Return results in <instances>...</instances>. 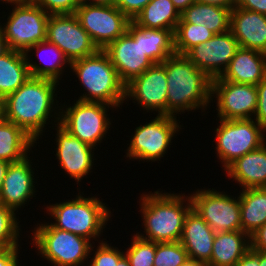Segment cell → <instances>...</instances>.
Masks as SVG:
<instances>
[{
	"label": "cell",
	"instance_id": "9",
	"mask_svg": "<svg viewBox=\"0 0 266 266\" xmlns=\"http://www.w3.org/2000/svg\"><path fill=\"white\" fill-rule=\"evenodd\" d=\"M14 5L2 29L9 49L25 52L29 47L46 40L50 14L37 4Z\"/></svg>",
	"mask_w": 266,
	"mask_h": 266
},
{
	"label": "cell",
	"instance_id": "30",
	"mask_svg": "<svg viewBox=\"0 0 266 266\" xmlns=\"http://www.w3.org/2000/svg\"><path fill=\"white\" fill-rule=\"evenodd\" d=\"M180 19L181 14L171 0H151L134 18V21L145 28L175 32Z\"/></svg>",
	"mask_w": 266,
	"mask_h": 266
},
{
	"label": "cell",
	"instance_id": "36",
	"mask_svg": "<svg viewBox=\"0 0 266 266\" xmlns=\"http://www.w3.org/2000/svg\"><path fill=\"white\" fill-rule=\"evenodd\" d=\"M124 252L117 247L109 246L107 242L99 243L89 266H117Z\"/></svg>",
	"mask_w": 266,
	"mask_h": 266
},
{
	"label": "cell",
	"instance_id": "10",
	"mask_svg": "<svg viewBox=\"0 0 266 266\" xmlns=\"http://www.w3.org/2000/svg\"><path fill=\"white\" fill-rule=\"evenodd\" d=\"M176 118V116L157 115L149 123L136 127L126 157L139 161L155 162L158 159L160 161L171 145L174 134L179 128L181 129Z\"/></svg>",
	"mask_w": 266,
	"mask_h": 266
},
{
	"label": "cell",
	"instance_id": "14",
	"mask_svg": "<svg viewBox=\"0 0 266 266\" xmlns=\"http://www.w3.org/2000/svg\"><path fill=\"white\" fill-rule=\"evenodd\" d=\"M103 51L108 55L125 85L154 64L144 54L142 32L132 22L127 32L109 43Z\"/></svg>",
	"mask_w": 266,
	"mask_h": 266
},
{
	"label": "cell",
	"instance_id": "49",
	"mask_svg": "<svg viewBox=\"0 0 266 266\" xmlns=\"http://www.w3.org/2000/svg\"><path fill=\"white\" fill-rule=\"evenodd\" d=\"M39 0H10L9 4H37Z\"/></svg>",
	"mask_w": 266,
	"mask_h": 266
},
{
	"label": "cell",
	"instance_id": "11",
	"mask_svg": "<svg viewBox=\"0 0 266 266\" xmlns=\"http://www.w3.org/2000/svg\"><path fill=\"white\" fill-rule=\"evenodd\" d=\"M75 15L99 50L124 35L131 23L115 5L80 3Z\"/></svg>",
	"mask_w": 266,
	"mask_h": 266
},
{
	"label": "cell",
	"instance_id": "7",
	"mask_svg": "<svg viewBox=\"0 0 266 266\" xmlns=\"http://www.w3.org/2000/svg\"><path fill=\"white\" fill-rule=\"evenodd\" d=\"M114 106L102 102H84L76 100L73 106L60 108L57 117L53 116L63 129L93 148L101 143L108 133L111 122L107 110ZM108 108V109H107Z\"/></svg>",
	"mask_w": 266,
	"mask_h": 266
},
{
	"label": "cell",
	"instance_id": "20",
	"mask_svg": "<svg viewBox=\"0 0 266 266\" xmlns=\"http://www.w3.org/2000/svg\"><path fill=\"white\" fill-rule=\"evenodd\" d=\"M230 31L241 48L266 54V15L233 7Z\"/></svg>",
	"mask_w": 266,
	"mask_h": 266
},
{
	"label": "cell",
	"instance_id": "43",
	"mask_svg": "<svg viewBox=\"0 0 266 266\" xmlns=\"http://www.w3.org/2000/svg\"><path fill=\"white\" fill-rule=\"evenodd\" d=\"M235 266H260L259 250L250 249Z\"/></svg>",
	"mask_w": 266,
	"mask_h": 266
},
{
	"label": "cell",
	"instance_id": "5",
	"mask_svg": "<svg viewBox=\"0 0 266 266\" xmlns=\"http://www.w3.org/2000/svg\"><path fill=\"white\" fill-rule=\"evenodd\" d=\"M46 209L55 219V222L51 223L54 228L90 241L91 238L95 241L99 238L111 215V211L98 197L85 198L80 192L74 200L49 205Z\"/></svg>",
	"mask_w": 266,
	"mask_h": 266
},
{
	"label": "cell",
	"instance_id": "15",
	"mask_svg": "<svg viewBox=\"0 0 266 266\" xmlns=\"http://www.w3.org/2000/svg\"><path fill=\"white\" fill-rule=\"evenodd\" d=\"M212 99L216 96V110L220 119H251L257 108L256 85L212 79ZM253 115V116H252Z\"/></svg>",
	"mask_w": 266,
	"mask_h": 266
},
{
	"label": "cell",
	"instance_id": "28",
	"mask_svg": "<svg viewBox=\"0 0 266 266\" xmlns=\"http://www.w3.org/2000/svg\"><path fill=\"white\" fill-rule=\"evenodd\" d=\"M35 143L21 127L4 118L0 120V160L9 163L20 161Z\"/></svg>",
	"mask_w": 266,
	"mask_h": 266
},
{
	"label": "cell",
	"instance_id": "25",
	"mask_svg": "<svg viewBox=\"0 0 266 266\" xmlns=\"http://www.w3.org/2000/svg\"><path fill=\"white\" fill-rule=\"evenodd\" d=\"M239 202L241 231L251 237L266 224V187L242 189Z\"/></svg>",
	"mask_w": 266,
	"mask_h": 266
},
{
	"label": "cell",
	"instance_id": "42",
	"mask_svg": "<svg viewBox=\"0 0 266 266\" xmlns=\"http://www.w3.org/2000/svg\"><path fill=\"white\" fill-rule=\"evenodd\" d=\"M18 248H6L0 254V266H18Z\"/></svg>",
	"mask_w": 266,
	"mask_h": 266
},
{
	"label": "cell",
	"instance_id": "22",
	"mask_svg": "<svg viewBox=\"0 0 266 266\" xmlns=\"http://www.w3.org/2000/svg\"><path fill=\"white\" fill-rule=\"evenodd\" d=\"M265 77L266 54L240 47L219 78L234 83L258 85Z\"/></svg>",
	"mask_w": 266,
	"mask_h": 266
},
{
	"label": "cell",
	"instance_id": "34",
	"mask_svg": "<svg viewBox=\"0 0 266 266\" xmlns=\"http://www.w3.org/2000/svg\"><path fill=\"white\" fill-rule=\"evenodd\" d=\"M131 240V246L124 254L130 266H154L156 243L142 239L136 234Z\"/></svg>",
	"mask_w": 266,
	"mask_h": 266
},
{
	"label": "cell",
	"instance_id": "39",
	"mask_svg": "<svg viewBox=\"0 0 266 266\" xmlns=\"http://www.w3.org/2000/svg\"><path fill=\"white\" fill-rule=\"evenodd\" d=\"M256 87L258 100L254 120L266 130V77Z\"/></svg>",
	"mask_w": 266,
	"mask_h": 266
},
{
	"label": "cell",
	"instance_id": "18",
	"mask_svg": "<svg viewBox=\"0 0 266 266\" xmlns=\"http://www.w3.org/2000/svg\"><path fill=\"white\" fill-rule=\"evenodd\" d=\"M56 130V156L60 166L69 174L70 178L75 179L78 183L88 175L92 166L94 150L92 146L81 142L77 137L69 134L59 124ZM93 151V152H92Z\"/></svg>",
	"mask_w": 266,
	"mask_h": 266
},
{
	"label": "cell",
	"instance_id": "35",
	"mask_svg": "<svg viewBox=\"0 0 266 266\" xmlns=\"http://www.w3.org/2000/svg\"><path fill=\"white\" fill-rule=\"evenodd\" d=\"M13 209L0 207V243L5 248H18L19 222Z\"/></svg>",
	"mask_w": 266,
	"mask_h": 266
},
{
	"label": "cell",
	"instance_id": "3",
	"mask_svg": "<svg viewBox=\"0 0 266 266\" xmlns=\"http://www.w3.org/2000/svg\"><path fill=\"white\" fill-rule=\"evenodd\" d=\"M140 199L146 236L139 232L136 235L155 243L180 241L186 215L192 209L191 197L157 190L154 194H143Z\"/></svg>",
	"mask_w": 266,
	"mask_h": 266
},
{
	"label": "cell",
	"instance_id": "45",
	"mask_svg": "<svg viewBox=\"0 0 266 266\" xmlns=\"http://www.w3.org/2000/svg\"><path fill=\"white\" fill-rule=\"evenodd\" d=\"M174 4V7L181 14L184 12L191 4L195 2V0H171Z\"/></svg>",
	"mask_w": 266,
	"mask_h": 266
},
{
	"label": "cell",
	"instance_id": "12",
	"mask_svg": "<svg viewBox=\"0 0 266 266\" xmlns=\"http://www.w3.org/2000/svg\"><path fill=\"white\" fill-rule=\"evenodd\" d=\"M192 209L215 233L241 230L239 197L232 198L219 190L201 189L190 195Z\"/></svg>",
	"mask_w": 266,
	"mask_h": 266
},
{
	"label": "cell",
	"instance_id": "48",
	"mask_svg": "<svg viewBox=\"0 0 266 266\" xmlns=\"http://www.w3.org/2000/svg\"><path fill=\"white\" fill-rule=\"evenodd\" d=\"M9 164H10L9 162L0 160V190H1L2 183L5 178L6 171L8 169Z\"/></svg>",
	"mask_w": 266,
	"mask_h": 266
},
{
	"label": "cell",
	"instance_id": "33",
	"mask_svg": "<svg viewBox=\"0 0 266 266\" xmlns=\"http://www.w3.org/2000/svg\"><path fill=\"white\" fill-rule=\"evenodd\" d=\"M189 260L180 241L156 243L154 266H182Z\"/></svg>",
	"mask_w": 266,
	"mask_h": 266
},
{
	"label": "cell",
	"instance_id": "23",
	"mask_svg": "<svg viewBox=\"0 0 266 266\" xmlns=\"http://www.w3.org/2000/svg\"><path fill=\"white\" fill-rule=\"evenodd\" d=\"M225 171L242 189L266 187V143L237 158Z\"/></svg>",
	"mask_w": 266,
	"mask_h": 266
},
{
	"label": "cell",
	"instance_id": "27",
	"mask_svg": "<svg viewBox=\"0 0 266 266\" xmlns=\"http://www.w3.org/2000/svg\"><path fill=\"white\" fill-rule=\"evenodd\" d=\"M33 50L37 52L38 59L41 58L40 60L42 61V63L44 62L42 64L43 66L41 64H37L36 62L32 63L29 60L31 56L28 57L29 56L28 53ZM47 50L50 51L51 54L50 53L49 54L52 56V59L46 55V53L48 52ZM41 52H44L45 55L51 60L48 59L47 61L46 59H44ZM24 54L26 56L28 70H29L31 77L50 79V80L57 81L58 83L60 80V76L63 73V69L67 67L65 66L66 63L68 66L71 64L70 61L65 56V54L55 44H52L48 42L47 40L39 42L35 44L34 46L29 47L24 52ZM45 61H47V63H45Z\"/></svg>",
	"mask_w": 266,
	"mask_h": 266
},
{
	"label": "cell",
	"instance_id": "19",
	"mask_svg": "<svg viewBox=\"0 0 266 266\" xmlns=\"http://www.w3.org/2000/svg\"><path fill=\"white\" fill-rule=\"evenodd\" d=\"M29 158V159H28ZM28 155L9 164L0 190L2 205L16 211L35 194L34 171Z\"/></svg>",
	"mask_w": 266,
	"mask_h": 266
},
{
	"label": "cell",
	"instance_id": "16",
	"mask_svg": "<svg viewBox=\"0 0 266 266\" xmlns=\"http://www.w3.org/2000/svg\"><path fill=\"white\" fill-rule=\"evenodd\" d=\"M240 48L231 31L215 34L191 48L185 56L211 79L220 77Z\"/></svg>",
	"mask_w": 266,
	"mask_h": 266
},
{
	"label": "cell",
	"instance_id": "24",
	"mask_svg": "<svg viewBox=\"0 0 266 266\" xmlns=\"http://www.w3.org/2000/svg\"><path fill=\"white\" fill-rule=\"evenodd\" d=\"M250 249V236L241 230L216 233L206 266H235Z\"/></svg>",
	"mask_w": 266,
	"mask_h": 266
},
{
	"label": "cell",
	"instance_id": "29",
	"mask_svg": "<svg viewBox=\"0 0 266 266\" xmlns=\"http://www.w3.org/2000/svg\"><path fill=\"white\" fill-rule=\"evenodd\" d=\"M30 77L24 52L10 49L0 57V97L15 92Z\"/></svg>",
	"mask_w": 266,
	"mask_h": 266
},
{
	"label": "cell",
	"instance_id": "44",
	"mask_svg": "<svg viewBox=\"0 0 266 266\" xmlns=\"http://www.w3.org/2000/svg\"><path fill=\"white\" fill-rule=\"evenodd\" d=\"M203 4H210L219 7L233 8L236 5V0H195Z\"/></svg>",
	"mask_w": 266,
	"mask_h": 266
},
{
	"label": "cell",
	"instance_id": "38",
	"mask_svg": "<svg viewBox=\"0 0 266 266\" xmlns=\"http://www.w3.org/2000/svg\"><path fill=\"white\" fill-rule=\"evenodd\" d=\"M150 1L151 0H116L115 6L130 20H134Z\"/></svg>",
	"mask_w": 266,
	"mask_h": 266
},
{
	"label": "cell",
	"instance_id": "2",
	"mask_svg": "<svg viewBox=\"0 0 266 266\" xmlns=\"http://www.w3.org/2000/svg\"><path fill=\"white\" fill-rule=\"evenodd\" d=\"M162 64L167 77V116L197 108L205 111L212 100V79L185 55L175 53Z\"/></svg>",
	"mask_w": 266,
	"mask_h": 266
},
{
	"label": "cell",
	"instance_id": "37",
	"mask_svg": "<svg viewBox=\"0 0 266 266\" xmlns=\"http://www.w3.org/2000/svg\"><path fill=\"white\" fill-rule=\"evenodd\" d=\"M37 5L48 14H75L78 0H39Z\"/></svg>",
	"mask_w": 266,
	"mask_h": 266
},
{
	"label": "cell",
	"instance_id": "17",
	"mask_svg": "<svg viewBox=\"0 0 266 266\" xmlns=\"http://www.w3.org/2000/svg\"><path fill=\"white\" fill-rule=\"evenodd\" d=\"M135 100L147 112L167 116V77L162 63L153 64L125 85V99Z\"/></svg>",
	"mask_w": 266,
	"mask_h": 266
},
{
	"label": "cell",
	"instance_id": "40",
	"mask_svg": "<svg viewBox=\"0 0 266 266\" xmlns=\"http://www.w3.org/2000/svg\"><path fill=\"white\" fill-rule=\"evenodd\" d=\"M235 6L266 15V0H236Z\"/></svg>",
	"mask_w": 266,
	"mask_h": 266
},
{
	"label": "cell",
	"instance_id": "13",
	"mask_svg": "<svg viewBox=\"0 0 266 266\" xmlns=\"http://www.w3.org/2000/svg\"><path fill=\"white\" fill-rule=\"evenodd\" d=\"M46 40L55 44L70 63L91 56L99 50L75 14H50Z\"/></svg>",
	"mask_w": 266,
	"mask_h": 266
},
{
	"label": "cell",
	"instance_id": "1",
	"mask_svg": "<svg viewBox=\"0 0 266 266\" xmlns=\"http://www.w3.org/2000/svg\"><path fill=\"white\" fill-rule=\"evenodd\" d=\"M57 85V81L30 76L3 99V118L21 127L37 141L43 135L47 120L53 116Z\"/></svg>",
	"mask_w": 266,
	"mask_h": 266
},
{
	"label": "cell",
	"instance_id": "4",
	"mask_svg": "<svg viewBox=\"0 0 266 266\" xmlns=\"http://www.w3.org/2000/svg\"><path fill=\"white\" fill-rule=\"evenodd\" d=\"M70 68L88 91L79 97V101L102 102L120 108L126 100L125 84L103 50L71 62Z\"/></svg>",
	"mask_w": 266,
	"mask_h": 266
},
{
	"label": "cell",
	"instance_id": "8",
	"mask_svg": "<svg viewBox=\"0 0 266 266\" xmlns=\"http://www.w3.org/2000/svg\"><path fill=\"white\" fill-rule=\"evenodd\" d=\"M216 128V152L226 169L237 158L260 148L265 142L266 131L256 120L219 119ZM264 135V136H263Z\"/></svg>",
	"mask_w": 266,
	"mask_h": 266
},
{
	"label": "cell",
	"instance_id": "21",
	"mask_svg": "<svg viewBox=\"0 0 266 266\" xmlns=\"http://www.w3.org/2000/svg\"><path fill=\"white\" fill-rule=\"evenodd\" d=\"M214 230L193 209L186 215L180 243L190 260L207 265L211 260Z\"/></svg>",
	"mask_w": 266,
	"mask_h": 266
},
{
	"label": "cell",
	"instance_id": "53",
	"mask_svg": "<svg viewBox=\"0 0 266 266\" xmlns=\"http://www.w3.org/2000/svg\"><path fill=\"white\" fill-rule=\"evenodd\" d=\"M3 118V99L0 97V120Z\"/></svg>",
	"mask_w": 266,
	"mask_h": 266
},
{
	"label": "cell",
	"instance_id": "26",
	"mask_svg": "<svg viewBox=\"0 0 266 266\" xmlns=\"http://www.w3.org/2000/svg\"><path fill=\"white\" fill-rule=\"evenodd\" d=\"M232 9L195 1L181 13V19L178 23L203 25L214 34H221L230 30Z\"/></svg>",
	"mask_w": 266,
	"mask_h": 266
},
{
	"label": "cell",
	"instance_id": "52",
	"mask_svg": "<svg viewBox=\"0 0 266 266\" xmlns=\"http://www.w3.org/2000/svg\"><path fill=\"white\" fill-rule=\"evenodd\" d=\"M182 266H206V265L202 264V263L195 262L193 260H189L185 264H183Z\"/></svg>",
	"mask_w": 266,
	"mask_h": 266
},
{
	"label": "cell",
	"instance_id": "47",
	"mask_svg": "<svg viewBox=\"0 0 266 266\" xmlns=\"http://www.w3.org/2000/svg\"><path fill=\"white\" fill-rule=\"evenodd\" d=\"M115 2L116 0H82L80 3L89 5H115Z\"/></svg>",
	"mask_w": 266,
	"mask_h": 266
},
{
	"label": "cell",
	"instance_id": "46",
	"mask_svg": "<svg viewBox=\"0 0 266 266\" xmlns=\"http://www.w3.org/2000/svg\"><path fill=\"white\" fill-rule=\"evenodd\" d=\"M1 24V23H0ZM10 49L8 47L7 41L4 37L2 25H0V57L8 52Z\"/></svg>",
	"mask_w": 266,
	"mask_h": 266
},
{
	"label": "cell",
	"instance_id": "51",
	"mask_svg": "<svg viewBox=\"0 0 266 266\" xmlns=\"http://www.w3.org/2000/svg\"><path fill=\"white\" fill-rule=\"evenodd\" d=\"M117 266H130L129 261L125 255L119 260Z\"/></svg>",
	"mask_w": 266,
	"mask_h": 266
},
{
	"label": "cell",
	"instance_id": "6",
	"mask_svg": "<svg viewBox=\"0 0 266 266\" xmlns=\"http://www.w3.org/2000/svg\"><path fill=\"white\" fill-rule=\"evenodd\" d=\"M32 235L38 254L54 266H80L94 251L90 240L49 223L37 225Z\"/></svg>",
	"mask_w": 266,
	"mask_h": 266
},
{
	"label": "cell",
	"instance_id": "32",
	"mask_svg": "<svg viewBox=\"0 0 266 266\" xmlns=\"http://www.w3.org/2000/svg\"><path fill=\"white\" fill-rule=\"evenodd\" d=\"M215 34L206 26L191 23H178L174 32V50L185 55L194 46L204 43Z\"/></svg>",
	"mask_w": 266,
	"mask_h": 266
},
{
	"label": "cell",
	"instance_id": "55",
	"mask_svg": "<svg viewBox=\"0 0 266 266\" xmlns=\"http://www.w3.org/2000/svg\"><path fill=\"white\" fill-rule=\"evenodd\" d=\"M1 1H3V3H4V2H6V3H10V0H1Z\"/></svg>",
	"mask_w": 266,
	"mask_h": 266
},
{
	"label": "cell",
	"instance_id": "54",
	"mask_svg": "<svg viewBox=\"0 0 266 266\" xmlns=\"http://www.w3.org/2000/svg\"><path fill=\"white\" fill-rule=\"evenodd\" d=\"M6 248L0 243V254L5 250Z\"/></svg>",
	"mask_w": 266,
	"mask_h": 266
},
{
	"label": "cell",
	"instance_id": "50",
	"mask_svg": "<svg viewBox=\"0 0 266 266\" xmlns=\"http://www.w3.org/2000/svg\"><path fill=\"white\" fill-rule=\"evenodd\" d=\"M259 265L266 266V252L259 251Z\"/></svg>",
	"mask_w": 266,
	"mask_h": 266
},
{
	"label": "cell",
	"instance_id": "41",
	"mask_svg": "<svg viewBox=\"0 0 266 266\" xmlns=\"http://www.w3.org/2000/svg\"><path fill=\"white\" fill-rule=\"evenodd\" d=\"M250 240L251 249L266 252V224L252 234Z\"/></svg>",
	"mask_w": 266,
	"mask_h": 266
},
{
	"label": "cell",
	"instance_id": "31",
	"mask_svg": "<svg viewBox=\"0 0 266 266\" xmlns=\"http://www.w3.org/2000/svg\"><path fill=\"white\" fill-rule=\"evenodd\" d=\"M131 22L142 32L144 54L154 63L159 64L175 54L174 31L166 29H150Z\"/></svg>",
	"mask_w": 266,
	"mask_h": 266
}]
</instances>
